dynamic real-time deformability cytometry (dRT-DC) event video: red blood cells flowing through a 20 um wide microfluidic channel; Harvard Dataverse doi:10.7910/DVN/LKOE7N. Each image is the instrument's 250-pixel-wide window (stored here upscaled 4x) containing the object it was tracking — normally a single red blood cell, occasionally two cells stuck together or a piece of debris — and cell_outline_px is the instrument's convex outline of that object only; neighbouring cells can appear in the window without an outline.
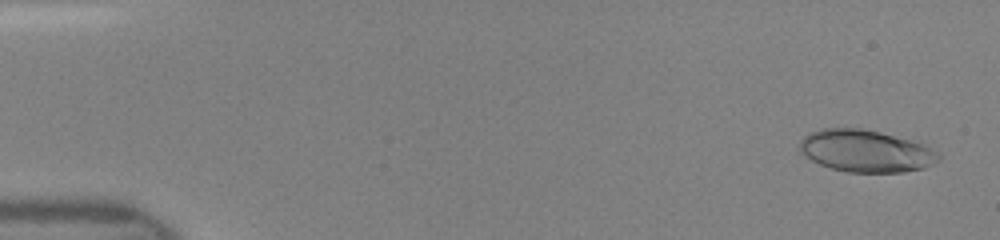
{"species": "human", "species_latin": "Homo sapiens", "temperature_condition": "room temperature", "stored_images_in_passage": 47, "camera_frame_rate_fps": 3000, "um_per_image_px": 0.085, "donor": {"sex": "female"}, "frame": {"image": 1, "passage_image": 2, "time_ms": 0.333, "image_size_px": [1000, 240], "cell_outline_px": [[940, 160], [924, 168], [904, 172], [848, 172], [832, 168], [820, 164], [812, 160], [800, 152], [800, 140], [808, 132], [820, 128], [860, 128], [924, 140], [940, 156]], "centroid_in_image_um": [73.67, 12.8], "position_along_channel_um": 11.3, "area_um2": 34.85}}
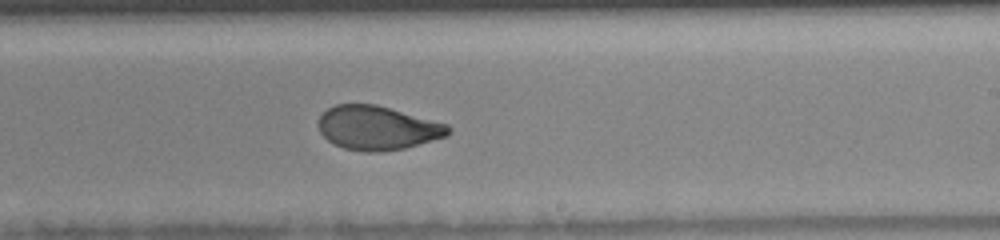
{"frame": {"image": 2, "passage_image": 29, "time_ms": 9.333, "image_size_px": [1000, 240], "cell_outline_px": [[452, 132], [448, 136], [404, 148], [380, 152], [364, 152], [344, 148], [328, 140], [320, 132], [320, 116], [328, 108], [336, 104], [376, 104], [448, 124], [452, 128]], "centroid_in_image_um": [32.13, 10.87], "position_along_channel_um": 256.9, "area_um2": 33.18}}
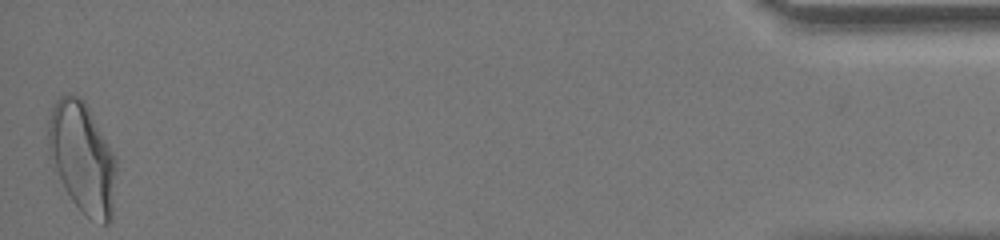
{"frame": {"image": 3, "passage_image": 47, "time_ms": 15.333, "image_size_px": [1000, 240], "cell_outline_px": [[116, 168], [112, 220], [108, 224], [104, 224], [88, 216], [72, 200], [52, 168], [48, 156], [48, 120], [52, 104], [60, 96], [68, 92], [80, 96], [84, 100], [108, 144], [116, 160]], "centroid_in_image_um": [6.96, 13.36], "position_along_channel_um": 428.2, "area_um2": 43.87}}